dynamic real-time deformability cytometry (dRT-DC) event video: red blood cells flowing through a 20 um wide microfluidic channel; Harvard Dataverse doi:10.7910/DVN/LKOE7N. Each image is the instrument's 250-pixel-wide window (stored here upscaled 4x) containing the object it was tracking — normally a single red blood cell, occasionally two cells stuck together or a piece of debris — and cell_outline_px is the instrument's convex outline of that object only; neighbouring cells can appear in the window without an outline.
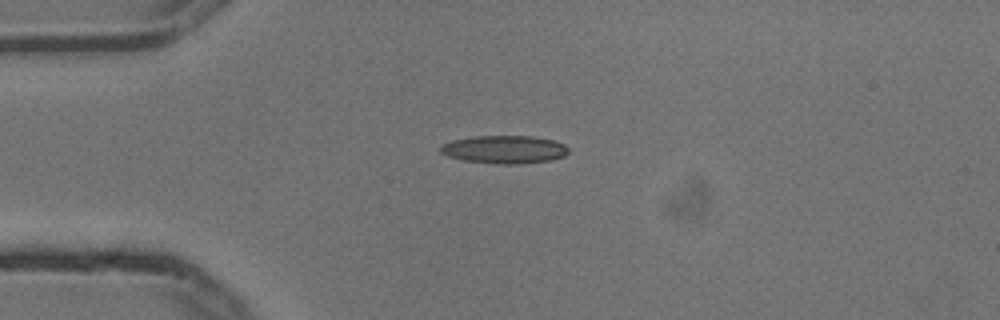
{"species": "common noctule bat (a hibernating species)", "species_latin": "Nyctalus noctula", "temperature_condition": "cold", "stored_images_in_passage": 7, "camera_frame_rate_fps": 3000, "um_per_image_px": 0.085, "animal": {"sex": "male", "body_mass_g": 13.3}, "frame": {"image": 1, "passage_image": 1, "time_ms": 0.0, "image_size_px": [1000, 320], "cell_outline_px": [[568, 152], [564, 156], [548, 160], [516, 164], [496, 164], [464, 160], [448, 156], [440, 152], [440, 148], [444, 144], [452, 140], [472, 136], [532, 136], [556, 140], [564, 144], [568, 148]], "centroid_in_image_um": [42.88, 12.69], "position_along_channel_um": 42.1, "area_um2": 20.81}}
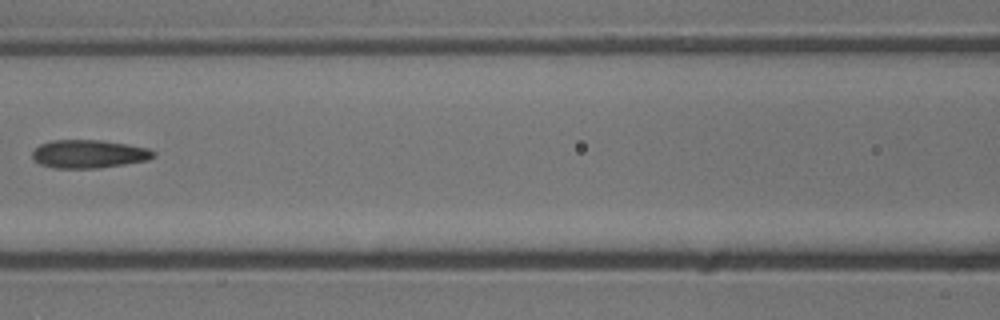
{"frame": {"image": 2, "passage_image": 4, "time_ms": 1.0, "image_size_px": [1000, 320], "cell_outline_px": [[156, 156], [148, 160], [124, 164], [96, 168], [52, 168], [40, 164], [32, 160], [32, 152], [40, 144], [52, 140], [100, 140], [128, 144], [148, 148], [156, 152]], "centroid_in_image_um": [7.54, 13.08], "position_along_channel_um": 159.1, "area_um2": 20.06}}
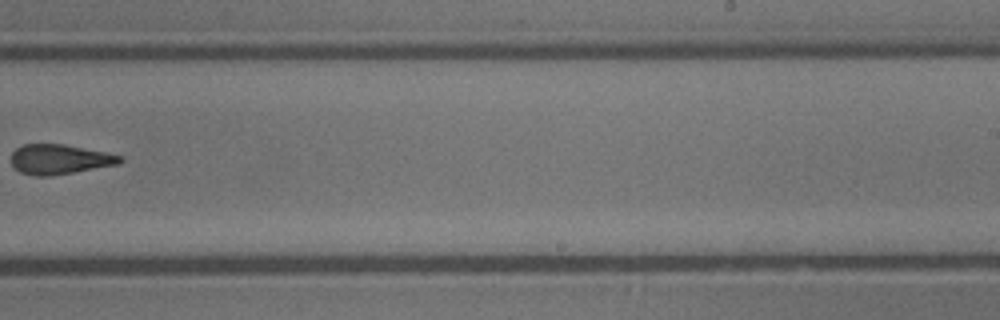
{"frame": {"image": 3, "passage_image": 7, "time_ms": 2.0, "image_size_px": [1000, 320], "cell_outline_px": [[124, 160], [120, 164], [52, 176], [36, 176], [20, 172], [12, 164], [12, 152], [16, 148], [24, 144], [64, 144], [104, 152], [120, 156]], "centroid_in_image_um": [5.06, 13.55], "position_along_channel_um": 283.9, "area_um2": 18.84}}